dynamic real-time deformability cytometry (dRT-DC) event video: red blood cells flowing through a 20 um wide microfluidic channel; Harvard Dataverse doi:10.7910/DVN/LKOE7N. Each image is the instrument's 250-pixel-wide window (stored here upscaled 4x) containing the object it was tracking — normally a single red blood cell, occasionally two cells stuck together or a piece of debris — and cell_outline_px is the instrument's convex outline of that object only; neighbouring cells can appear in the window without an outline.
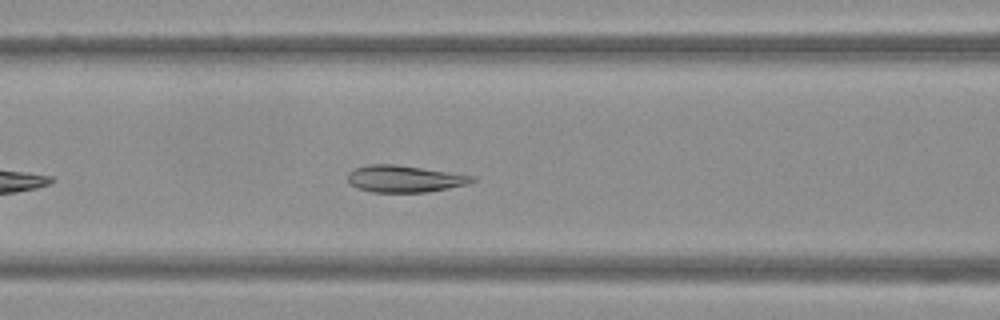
{"species": "Egyptian fruit bat (a non-hibernating species)", "species_latin": "Rousettus aegyptiacus", "temperature_condition": "warm", "stored_images_in_passage": 26, "camera_frame_rate_fps": 3000, "um_per_image_px": 0.085, "frame": {"image": 1, "passage_image": 8, "time_ms": 2.333, "image_size_px": [1000, 320], "cell_outline_px": [[476, 180], [468, 184], [428, 192], [372, 192], [356, 188], [348, 180], [348, 172], [356, 168], [368, 164], [396, 164], [476, 176]], "centroid_in_image_um": [34.39, 15.2], "position_along_channel_um": 132.2, "area_um2": 19.48}}
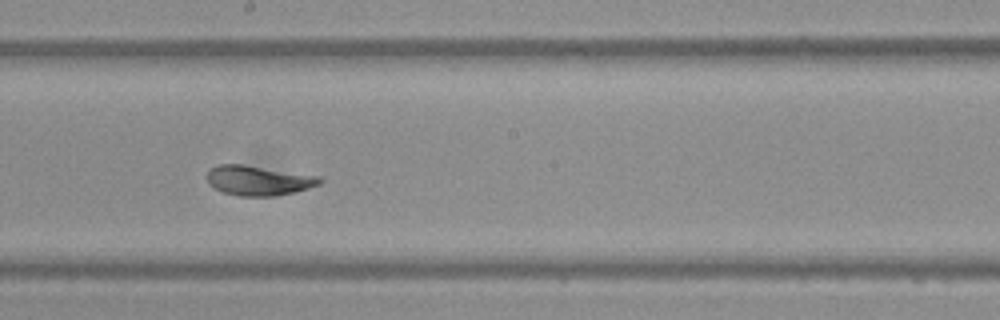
{"frame": {"image": 2, "passage_image": 15, "time_ms": 4.667, "image_size_px": [1000, 320], "cell_outline_px": [[324, 180], [320, 184], [296, 192], [272, 196], [240, 196], [224, 192], [208, 184], [204, 176], [208, 168], [216, 164], [244, 164], [320, 176]], "centroid_in_image_um": [21.93, 15.32], "position_along_channel_um": 226.3, "area_um2": 19.94}}
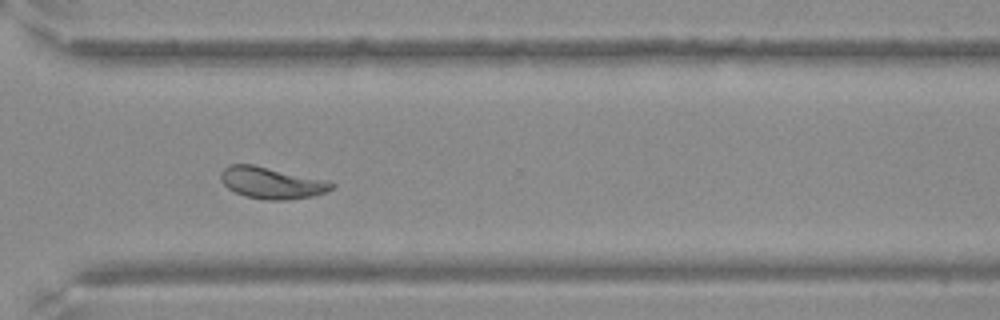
{"frame": {"image": 3, "passage_image": 24, "time_ms": 7.667, "image_size_px": [1000, 320], "cell_outline_px": [[336, 184], [328, 192], [316, 196], [284, 200], [264, 200], [244, 196], [228, 188], [220, 180], [220, 172], [228, 164], [252, 164], [332, 180]], "centroid_in_image_um": [23.15, 15.54], "position_along_channel_um": 347.4, "area_um2": 20.98}}